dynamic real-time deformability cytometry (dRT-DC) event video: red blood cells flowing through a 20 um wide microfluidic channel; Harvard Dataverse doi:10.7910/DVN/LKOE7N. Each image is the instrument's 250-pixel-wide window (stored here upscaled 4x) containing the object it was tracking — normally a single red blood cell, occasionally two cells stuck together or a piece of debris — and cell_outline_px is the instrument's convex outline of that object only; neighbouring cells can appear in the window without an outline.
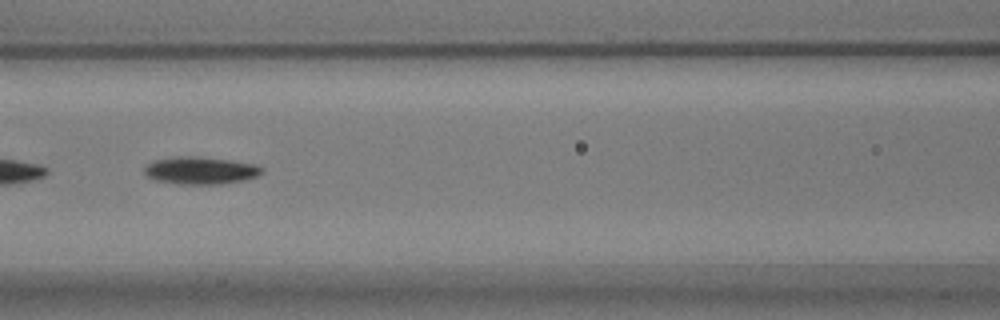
{"species": "common noctule bat (a hibernating species)", "species_latin": "Nyctalus noctula", "temperature_condition": "warm", "stored_images_in_passage": 46, "camera_frame_rate_fps": 3000, "um_per_image_px": 0.085, "animal": {"sex": "male", "body_mass_g": 17.9}, "frame": {"image": 1, "passage_image": 14, "time_ms": 4.333, "image_size_px": [1000, 320], "cell_outline_px": [[264, 172], [256, 176], [240, 180], [220, 184], [180, 184], [156, 180], [148, 176], [144, 172], [144, 168], [152, 160], [176, 156], [196, 156], [232, 160], [256, 164], [264, 168]], "centroid_in_image_um": [17.04, 14.47], "position_along_channel_um": 149.6, "area_um2": 18.79}, "authors_computed_cell_mechanics": {"area_um2": 17.7157, "velocity_mm_per_s": 3.5475, "shape_relaxation_time_tau1_ms": 2.7003, "shape_relaxation_time_tau2_ms": null, "deformation_change_tau1": 0.1529, "deformation_change_tau2": null}}